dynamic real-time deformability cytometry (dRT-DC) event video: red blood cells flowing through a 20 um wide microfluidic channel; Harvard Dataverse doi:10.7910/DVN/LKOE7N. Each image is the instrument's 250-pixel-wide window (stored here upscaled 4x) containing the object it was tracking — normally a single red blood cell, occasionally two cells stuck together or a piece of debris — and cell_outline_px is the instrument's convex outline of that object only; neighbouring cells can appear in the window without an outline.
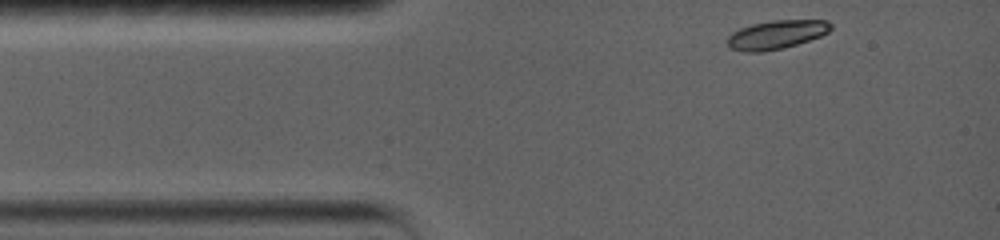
{"species": "common noctule bat (a hibernating species)", "species_latin": "Nyctalus noctula", "temperature_condition": "warm", "stored_images_in_passage": 29, "camera_frame_rate_fps": 5000, "um_per_image_px": 0.085, "animal": {"sex": "female", "body_mass_g": 19.0, "forearm_length_mm": 56.7}, "frame": {"image": 1, "passage_image": 1, "time_ms": 0.0, "image_size_px": [1000, 240], "cell_outline_px": [[832, 28], [828, 32], [820, 36], [784, 48], [760, 52], [744, 52], [728, 48], [728, 36], [732, 32], [740, 28], [752, 24], [772, 20], [828, 20], [832, 24]], "centroid_in_image_um": [65.98, 2.94], "position_along_channel_um": 19.0, "area_um2": 17.34}}
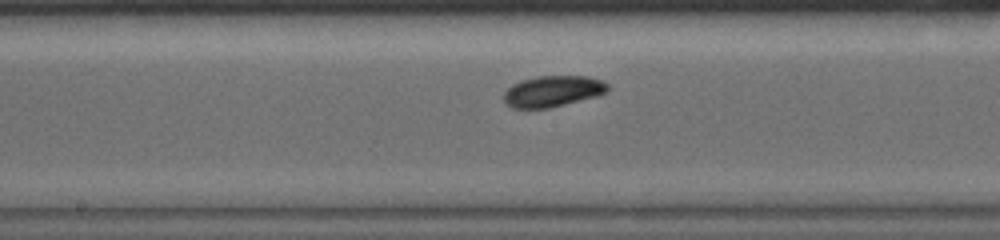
{"frame": {"image": 2, "passage_image": 13, "time_ms": 6.2, "image_size_px": [1000, 240], "cell_outline_px": [[608, 92], [596, 96], [548, 108], [512, 108], [504, 104], [504, 92], [512, 84], [520, 80], [536, 76], [588, 76], [604, 80], [608, 84]], "centroid_in_image_um": [46.97, 7.74], "position_along_channel_um": 201.2, "area_um2": 18.96}}
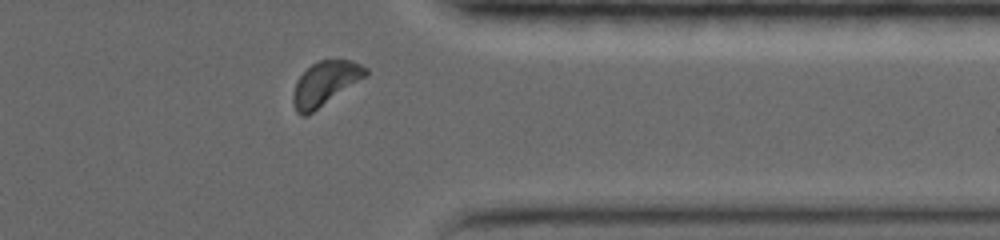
{"frame": {"image": 3, "passage_image": 25, "time_ms": 11.4, "image_size_px": [1000, 240], "cell_outline_px": [[368, 76], [308, 116], [300, 116], [296, 112], [292, 100], [292, 92], [296, 80], [312, 64], [320, 60], [352, 60], [368, 68]], "centroid_in_image_um": [27.64, 7.12], "position_along_channel_um": 383.8, "area_um2": 19.02}, "authors_computed_cell_mechanics": {"area_um2": 18.0336, "velocity_mm_per_s": 3.5873, "shape_relaxation_time_tau1_ms": 2.874, "shape_relaxation_time_tau2_ms": null, "deformation_change_tau1": 0.119, "deformation_change_tau2": null}}